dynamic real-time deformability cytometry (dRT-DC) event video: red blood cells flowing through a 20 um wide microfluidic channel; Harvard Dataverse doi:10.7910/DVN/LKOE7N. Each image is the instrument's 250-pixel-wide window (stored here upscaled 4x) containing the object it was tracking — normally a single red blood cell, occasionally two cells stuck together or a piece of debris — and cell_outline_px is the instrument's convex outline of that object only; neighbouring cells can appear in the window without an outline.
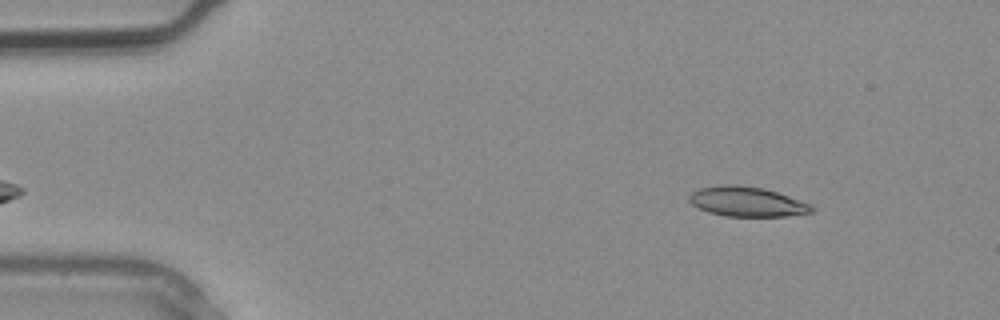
{"species": "common noctule bat (a hibernating species)", "species_latin": "Nyctalus noctula", "temperature_condition": "warm", "stored_images_in_passage": 4, "camera_frame_rate_fps": 3000, "um_per_image_px": 0.085, "animal": {"sex": "male", "body_mass_g": 20.4}, "frame": {"image": 1, "passage_image": 4, "time_ms": 1.0, "image_size_px": [1000, 320], "cell_outline_px": [[816, 208], [812, 212], [784, 216], [724, 216], [708, 212], [692, 204], [688, 200], [688, 196], [692, 192], [700, 188], [720, 184], [736, 184], [764, 188], [812, 204]], "centroid_in_image_um": [63.48, 17.13], "position_along_channel_um": 21.5, "area_um2": 21.33}}